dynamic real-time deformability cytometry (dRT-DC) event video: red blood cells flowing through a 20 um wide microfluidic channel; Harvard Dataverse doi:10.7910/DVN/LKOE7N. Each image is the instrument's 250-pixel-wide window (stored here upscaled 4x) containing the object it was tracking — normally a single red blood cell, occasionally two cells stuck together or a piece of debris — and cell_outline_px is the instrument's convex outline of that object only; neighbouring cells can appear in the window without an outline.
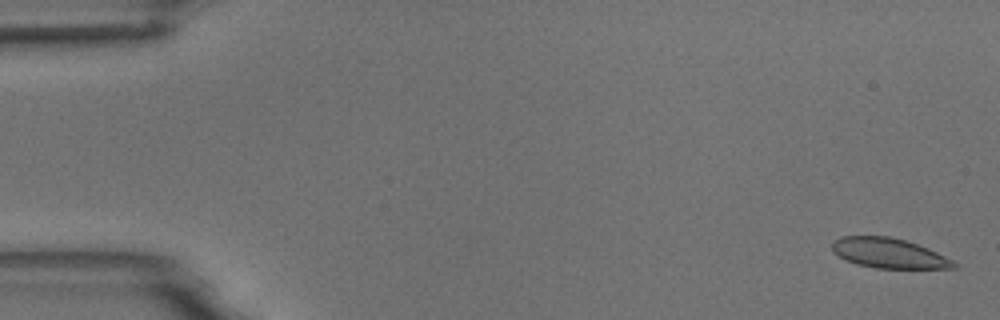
{"species": "common noctule bat (a hibernating species)", "species_latin": "Nyctalus noctula", "temperature_condition": "room temperature", "stored_images_in_passage": 5, "camera_frame_rate_fps": 3000, "um_per_image_px": 0.085, "animal": {"sex": "male", "body_mass_g": 18.8}, "frame": {"image": 1, "passage_image": 1, "time_ms": 0.0, "image_size_px": [1000, 320], "cell_outline_px": [[956, 268], [876, 268], [856, 264], [844, 260], [832, 252], [832, 240], [840, 236], [892, 236], [928, 248], [952, 260], [956, 264]], "centroid_in_image_um": [75.47, 21.51], "position_along_channel_um": 9.5, "area_um2": 21.27}}